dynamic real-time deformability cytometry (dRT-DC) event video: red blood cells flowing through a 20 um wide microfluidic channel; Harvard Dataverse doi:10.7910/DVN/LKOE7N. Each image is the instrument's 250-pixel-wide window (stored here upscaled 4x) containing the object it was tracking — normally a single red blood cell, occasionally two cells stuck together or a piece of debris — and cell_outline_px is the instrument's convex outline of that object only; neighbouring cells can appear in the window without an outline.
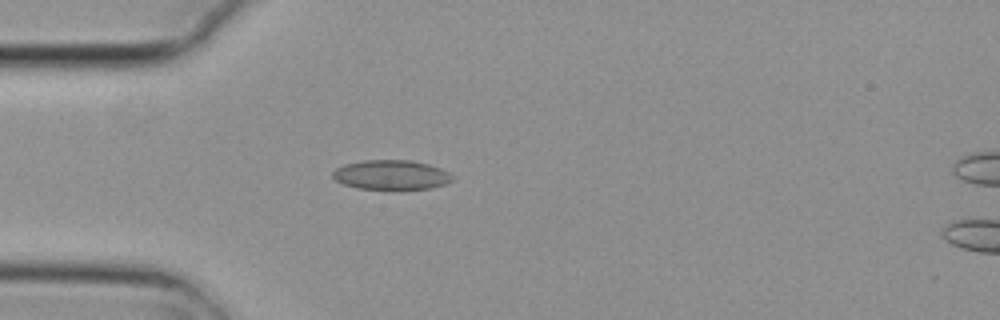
{"species": "common noctule bat (a hibernating species)", "species_latin": "Nyctalus noctula", "temperature_condition": "cold", "stored_images_in_passage": 2, "camera_frame_rate_fps": 3000, "um_per_image_px": 0.085, "animal": {"sex": "female", "body_mass_g": 29.2, "forearm_length_mm": 56.3}, "frame": {"image": 1, "passage_image": 2, "time_ms": 0.333, "image_size_px": [1000, 320], "cell_outline_px": [[452, 180], [444, 184], [432, 188], [356, 188], [344, 184], [336, 180], [332, 176], [332, 172], [336, 168], [344, 164], [364, 160], [412, 160], [428, 164], [440, 168], [448, 172], [452, 176]], "centroid_in_image_um": [33.23, 14.84], "position_along_channel_um": 51.8, "area_um2": 20.29}}